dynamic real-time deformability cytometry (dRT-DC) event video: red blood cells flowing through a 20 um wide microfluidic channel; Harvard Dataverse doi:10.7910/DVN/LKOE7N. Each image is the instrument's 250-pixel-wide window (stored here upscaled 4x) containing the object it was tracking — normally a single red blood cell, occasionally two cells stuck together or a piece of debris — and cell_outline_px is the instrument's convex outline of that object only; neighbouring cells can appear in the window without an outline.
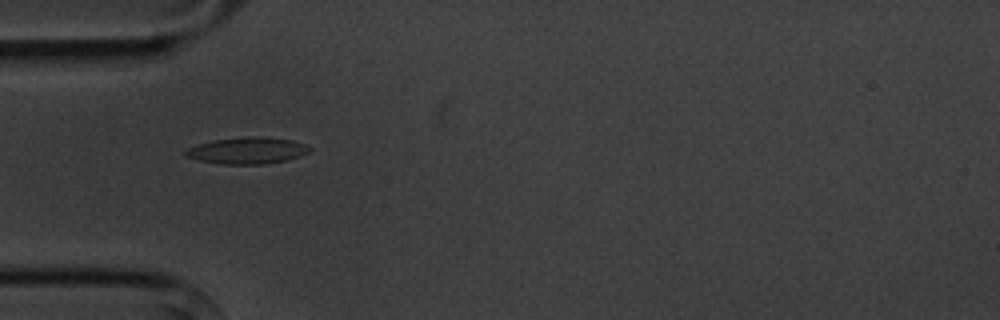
{"species": "common noctule bat (a hibernating species)", "species_latin": "Nyctalus noctula", "temperature_condition": "cold", "stored_images_in_passage": 4, "camera_frame_rate_fps": 3000, "um_per_image_px": 0.085, "animal": {"sex": "male", "body_mass_g": 20.1, "forearm_length_mm": 53.5}, "frame": {"image": 1, "passage_image": 3, "time_ms": 2.333, "image_size_px": [1000, 320], "cell_outline_px": [[312, 148], [308, 152], [300, 156], [288, 160], [264, 164], [220, 164], [196, 160], [184, 156], [184, 152], [188, 148], [196, 144], [212, 140], [252, 136], [292, 140], [304, 144]], "centroid_in_image_um": [20.97, 12.81], "position_along_channel_um": 64.0, "area_um2": 19.25}}
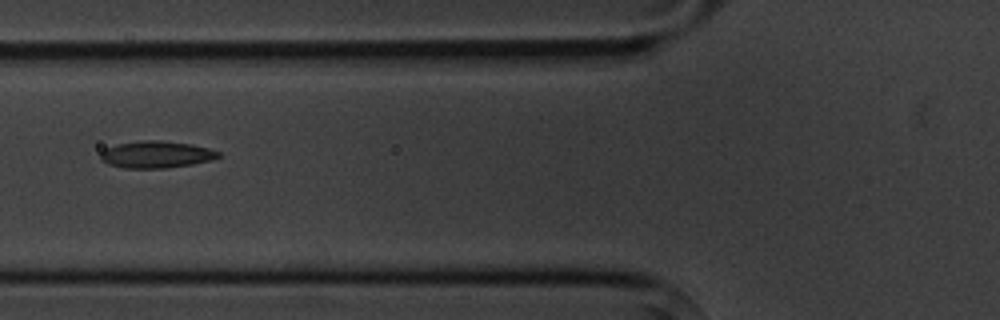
{"frame": {"image": 2, "passage_image": 4, "time_ms": 3.667, "image_size_px": [1000, 320], "cell_outline_px": [[220, 156], [212, 160], [192, 164], [164, 168], [124, 168], [108, 164], [100, 160], [100, 152], [104, 148], [116, 144], [140, 140], [160, 140], [192, 144], [208, 148], [220, 152]], "centroid_in_image_um": [13.24, 13.12], "position_along_channel_um": 112.6, "area_um2": 18.67}}